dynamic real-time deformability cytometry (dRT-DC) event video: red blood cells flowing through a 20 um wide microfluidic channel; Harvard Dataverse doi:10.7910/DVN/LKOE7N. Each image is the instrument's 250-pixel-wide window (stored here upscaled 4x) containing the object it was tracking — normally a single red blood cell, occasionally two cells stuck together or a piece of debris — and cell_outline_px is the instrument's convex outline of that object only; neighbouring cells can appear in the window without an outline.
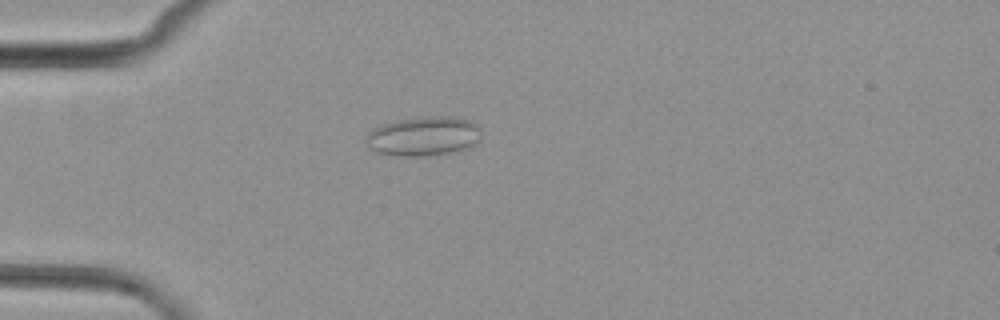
{"species": "common noctule bat (a hibernating species)", "species_latin": "Nyctalus noctula", "temperature_condition": "cold", "stored_images_in_passage": 5, "camera_frame_rate_fps": 3000, "um_per_image_px": 0.085, "animal": {"sex": "female", "body_mass_g": 29.2, "forearm_length_mm": 56.3}, "frame": {"image": 1, "passage_image": 5, "time_ms": 4.667, "image_size_px": [1000, 320], "cell_outline_px": [[480, 140], [476, 144], [468, 148], [456, 152], [428, 156], [400, 156], [376, 152], [368, 144], [368, 132], [384, 124], [396, 120], [432, 116], [456, 116], [472, 120], [480, 128]], "centroid_in_image_um": [36.1, 11.58], "position_along_channel_um": 48.9, "area_um2": 26.53}}